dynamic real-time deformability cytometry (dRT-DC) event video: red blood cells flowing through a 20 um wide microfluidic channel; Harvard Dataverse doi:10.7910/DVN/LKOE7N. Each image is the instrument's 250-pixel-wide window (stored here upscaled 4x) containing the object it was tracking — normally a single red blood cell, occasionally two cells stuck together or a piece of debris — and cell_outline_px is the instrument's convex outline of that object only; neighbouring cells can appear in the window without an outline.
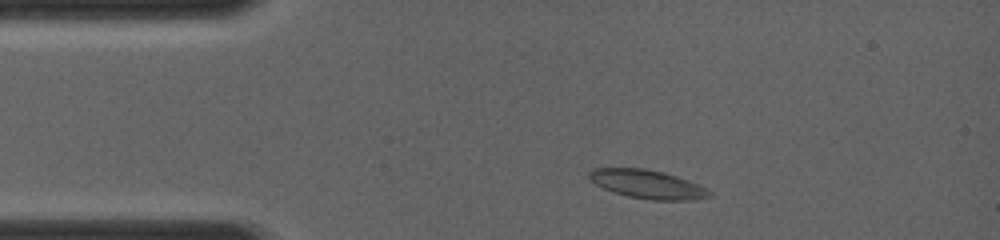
{"species": "common noctule bat (a hibernating species)", "species_latin": "Nyctalus noctula", "temperature_condition": "room temperature", "stored_images_in_passage": 9, "camera_frame_rate_fps": 4000, "um_per_image_px": 0.085, "animal": {"sex": "female", "body_mass_g": 19.0, "forearm_length_mm": 56.7}, "frame": {"image": 1, "passage_image": 3, "time_ms": 1.0, "image_size_px": [1000, 240], "cell_outline_px": [[712, 196], [692, 200], [652, 200], [628, 196], [604, 188], [596, 184], [588, 176], [588, 172], [592, 168], [644, 168], [664, 172], [688, 180], [712, 192]], "centroid_in_image_um": [55.03, 15.65], "position_along_channel_um": 30.0, "area_um2": 19.83}}
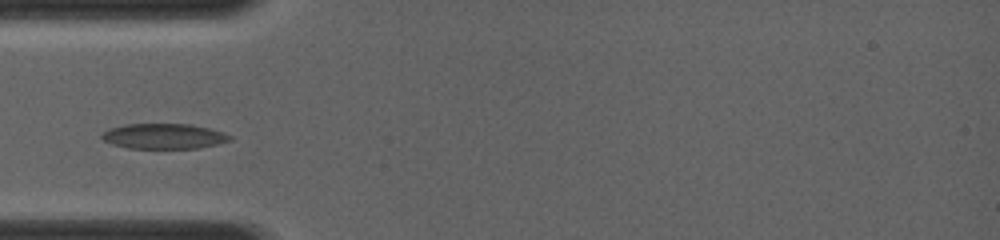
{"frame": {"image": 2, "passage_image": 6, "time_ms": 2.75, "image_size_px": [1000, 240], "cell_outline_px": [[232, 140], [216, 144], [196, 148], [128, 148], [112, 144], [104, 140], [100, 136], [108, 128], [124, 124], [192, 124], [224, 132], [232, 136]], "centroid_in_image_um": [13.92, 11.57], "position_along_channel_um": 71.1, "area_um2": 18.84}}
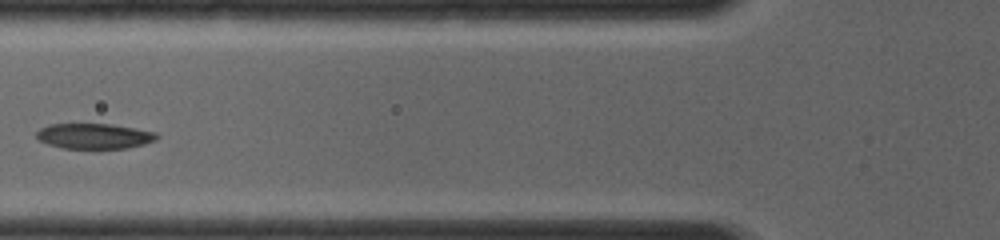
{"frame": {"image": 3, "passage_image": 8, "time_ms": 3.75, "image_size_px": [1000, 240], "cell_outline_px": [[160, 136], [156, 140], [144, 144], [128, 148], [60, 148], [48, 144], [40, 140], [36, 136], [36, 132], [40, 128], [48, 124], [112, 124], [156, 132]], "centroid_in_image_um": [8.02, 11.56], "position_along_channel_um": 117.8, "area_um2": 17.8}}